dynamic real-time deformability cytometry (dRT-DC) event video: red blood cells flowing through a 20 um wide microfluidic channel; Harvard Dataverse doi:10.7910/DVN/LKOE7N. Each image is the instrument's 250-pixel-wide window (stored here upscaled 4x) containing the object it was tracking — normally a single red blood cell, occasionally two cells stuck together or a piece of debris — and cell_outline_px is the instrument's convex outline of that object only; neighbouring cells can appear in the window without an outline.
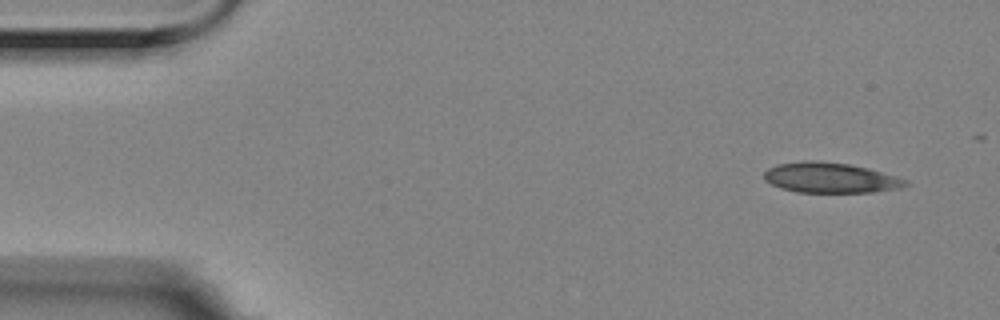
{"species": "Egyptian fruit bat (a non-hibernating species)", "species_latin": "Rousettus aegyptiacus", "temperature_condition": "room temperature", "stored_images_in_passage": 4, "camera_frame_rate_fps": 3000, "um_per_image_px": 0.085, "animal": {"sex": "female"}, "frame": {"image": 1, "passage_image": 1, "time_ms": 0.0, "image_size_px": [1000, 320], "cell_outline_px": [[912, 184], [900, 188], [872, 192], [796, 192], [780, 188], [764, 180], [764, 172], [768, 168], [776, 164], [804, 160], [816, 160], [848, 164], [868, 168], [896, 176], [908, 180]], "centroid_in_image_um": [70.58, 15.1], "position_along_channel_um": 14.4, "area_um2": 25.14}}